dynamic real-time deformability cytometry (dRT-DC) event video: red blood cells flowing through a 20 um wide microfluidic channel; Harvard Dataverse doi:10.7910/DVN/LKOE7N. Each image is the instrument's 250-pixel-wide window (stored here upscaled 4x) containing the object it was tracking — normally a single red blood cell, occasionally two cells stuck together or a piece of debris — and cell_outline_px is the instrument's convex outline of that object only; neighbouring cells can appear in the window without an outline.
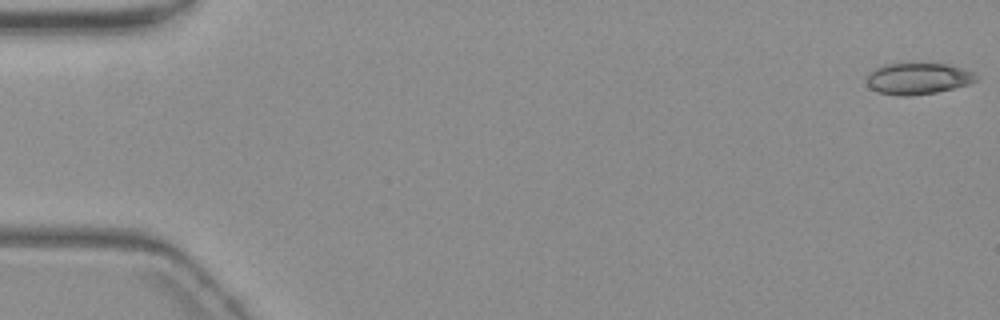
{"species": "common noctule bat (a hibernating species)", "species_latin": "Nyctalus noctula", "temperature_condition": "warm", "stored_images_in_passage": 57, "segment_of_instrument_passage": [1, 2], "camera_frame_rate_fps": 3000, "um_per_image_px": 0.085, "animal": {"sex": "female", "body_mass_g": 19.3, "forearm_length_mm": 54.1}, "frame": {"image": 1, "passage_image": 1, "time_ms": 0.0, "image_size_px": [1000, 320], "cell_outline_px": [[980, 76], [976, 80], [968, 84], [936, 92], [908, 96], [900, 96], [876, 92], [868, 84], [868, 72], [884, 64], [948, 64], [972, 72]], "centroid_in_image_um": [78.02, 6.68], "position_along_channel_um": 7.0, "area_um2": 19.77}}
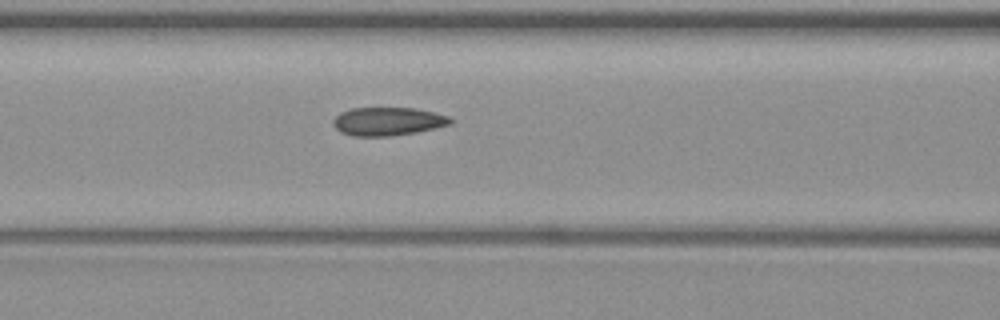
{"frame": {"image": 2, "passage_image": 24, "time_ms": 7.667, "image_size_px": [1000, 320], "cell_outline_px": [[452, 124], [436, 128], [416, 132], [392, 136], [352, 136], [340, 132], [332, 124], [332, 120], [340, 112], [352, 108], [416, 108], [448, 116], [452, 120]], "centroid_in_image_um": [32.94, 10.32], "position_along_channel_um": 133.7, "area_um2": 19.42}}
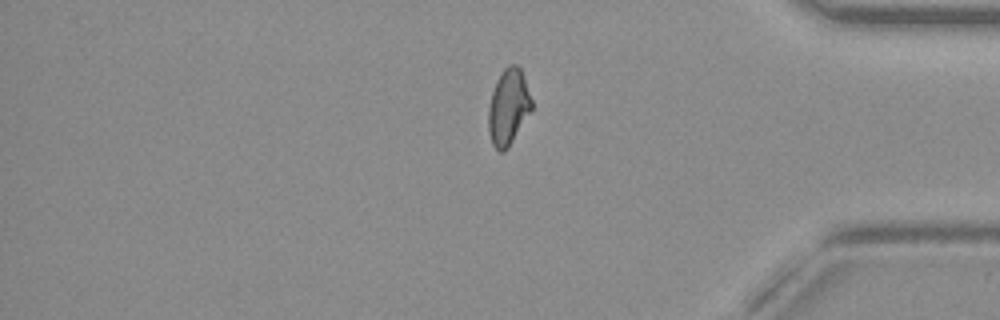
{"frame": {"image": 3, "passage_image": 47, "time_ms": 15.333, "image_size_px": [1000, 320], "cell_outline_px": [[532, 108], [508, 148], [504, 152], [500, 152], [492, 144], [488, 132], [488, 108], [492, 92], [496, 80], [500, 72], [508, 64], [516, 64], [520, 68], [524, 76], [532, 100]], "centroid_in_image_um": [43.19, 9.08], "position_along_channel_um": 392.0, "area_um2": 19.19}}